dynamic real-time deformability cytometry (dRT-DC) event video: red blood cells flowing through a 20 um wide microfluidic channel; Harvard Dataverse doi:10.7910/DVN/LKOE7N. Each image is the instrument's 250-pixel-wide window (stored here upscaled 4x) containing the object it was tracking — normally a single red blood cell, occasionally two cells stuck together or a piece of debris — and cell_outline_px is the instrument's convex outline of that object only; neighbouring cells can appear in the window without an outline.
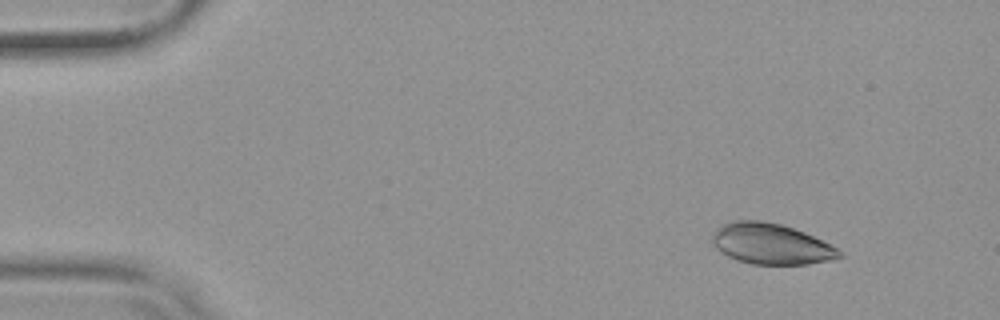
{"species": "common noctule bat (a hibernating species)", "species_latin": "Nyctalus noctula", "temperature_condition": "warm", "stored_images_in_passage": 54, "camera_frame_rate_fps": 3000, "um_per_image_px": 0.085, "animal": {"sex": "female", "body_mass_g": 19.9}, "frame": {"image": 1, "passage_image": 6, "time_ms": 1.667, "image_size_px": [1000, 320], "cell_outline_px": [[844, 256], [832, 260], [808, 264], [752, 264], [736, 260], [720, 252], [712, 244], [712, 236], [724, 224], [732, 220], [764, 220], [780, 224], [804, 232], [836, 248]], "centroid_in_image_um": [65.52, 20.74], "position_along_channel_um": 19.5, "area_um2": 29.94}}
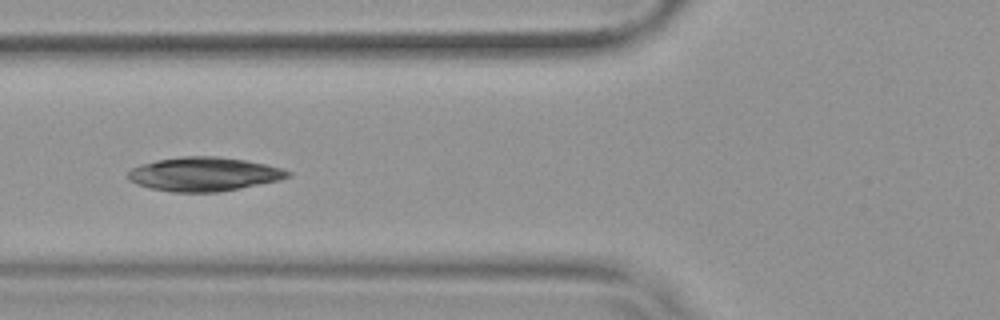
{"frame": {"image": 2, "passage_image": 21, "time_ms": 6.667, "image_size_px": [1000, 320], "cell_outline_px": [[292, 176], [280, 180], [220, 192], [172, 192], [152, 188], [136, 184], [128, 180], [128, 172], [132, 168], [140, 164], [156, 160], [180, 156], [216, 156], [248, 160], [280, 168], [292, 172]], "centroid_in_image_um": [17.34, 14.8], "position_along_channel_um": 108.5, "area_um2": 31.73}}
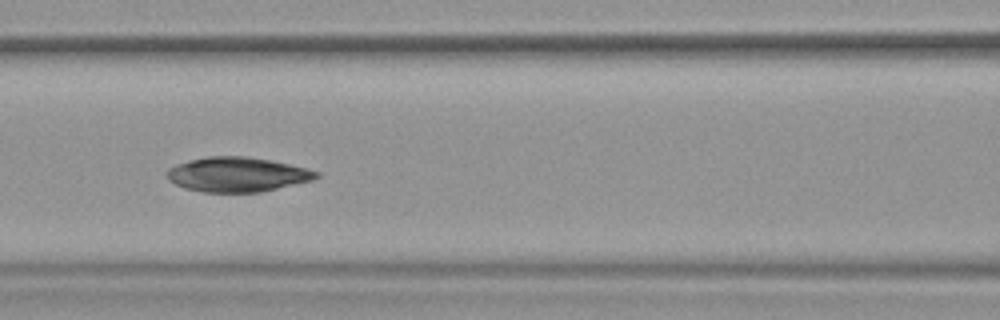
{"frame": {"image": 3, "passage_image": 24, "time_ms": 7.667, "image_size_px": [1000, 320], "cell_outline_px": [[320, 176], [312, 180], [260, 192], [204, 192], [184, 188], [168, 180], [168, 168], [176, 164], [208, 156], [244, 156], [272, 160], [308, 168], [320, 172]], "centroid_in_image_um": [20.19, 14.82], "position_along_channel_um": 146.4, "area_um2": 30.06}}